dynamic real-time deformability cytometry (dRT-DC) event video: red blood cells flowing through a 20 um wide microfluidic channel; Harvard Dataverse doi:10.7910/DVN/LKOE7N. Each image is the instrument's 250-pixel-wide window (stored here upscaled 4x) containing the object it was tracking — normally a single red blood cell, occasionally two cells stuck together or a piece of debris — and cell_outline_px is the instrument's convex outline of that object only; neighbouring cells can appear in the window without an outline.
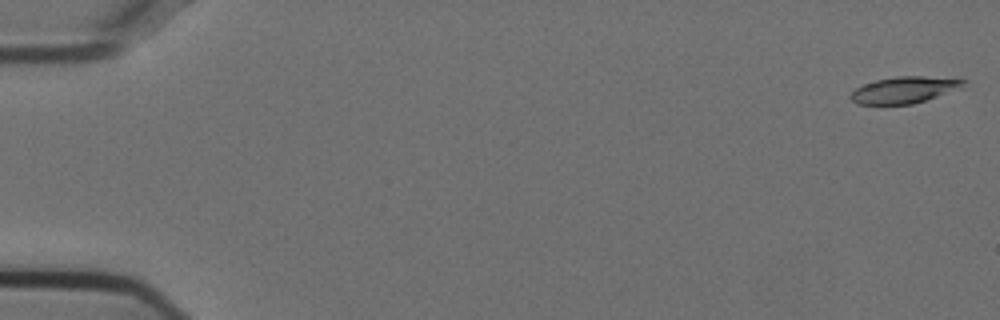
{"species": "Egyptian fruit bat (a non-hibernating species)", "species_latin": "Rousettus aegyptiacus", "temperature_condition": "cold", "stored_images_in_passage": 54, "camera_frame_rate_fps": 3000, "um_per_image_px": 0.085, "animal": {"sex": "female"}, "frame": {"image": 1, "passage_image": 1, "time_ms": 0.0, "image_size_px": [1000, 320], "cell_outline_px": [[968, 80], [936, 96], [912, 104], [856, 104], [848, 96], [856, 88], [864, 84], [876, 80], [896, 76], [920, 76]], "centroid_in_image_um": [76.69, 7.64], "position_along_channel_um": 8.3, "area_um2": 16.65}}
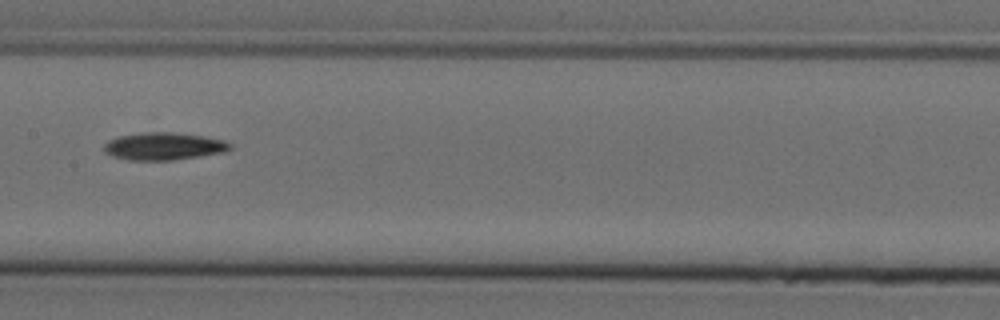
{"frame": {"image": 2, "passage_image": 28, "time_ms": 9.0, "image_size_px": [1000, 320], "cell_outline_px": [[232, 148], [224, 152], [200, 156], [172, 160], [128, 160], [112, 156], [104, 152], [104, 144], [108, 140], [120, 136], [140, 132], [172, 132], [204, 136], [224, 140], [232, 144]], "centroid_in_image_um": [13.91, 12.43], "position_along_channel_um": 193.5, "area_um2": 20.29}}
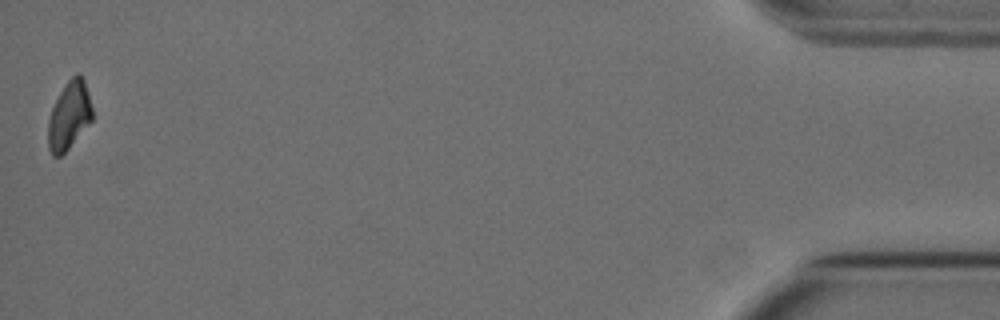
{"frame": {"image": 3, "passage_image": 54, "time_ms": 17.667, "image_size_px": [1000, 320], "cell_outline_px": [[92, 120], [68, 148], [60, 156], [52, 156], [48, 148], [48, 120], [52, 108], [60, 92], [68, 80], [76, 72], [80, 72], [84, 80], [88, 92], [92, 108]], "centroid_in_image_um": [5.87, 9.8], "position_along_channel_um": 429.3, "area_um2": 17.34}, "authors_computed_cell_mechanics": {"area_um2": 18.785, "velocity_mm_per_s": 3.7531, "shape_relaxation_time_tau1_ms": 8.6414, "shape_relaxation_time_tau2_ms": null, "deformation_change_tau1": 0.2078, "deformation_change_tau2": null}}